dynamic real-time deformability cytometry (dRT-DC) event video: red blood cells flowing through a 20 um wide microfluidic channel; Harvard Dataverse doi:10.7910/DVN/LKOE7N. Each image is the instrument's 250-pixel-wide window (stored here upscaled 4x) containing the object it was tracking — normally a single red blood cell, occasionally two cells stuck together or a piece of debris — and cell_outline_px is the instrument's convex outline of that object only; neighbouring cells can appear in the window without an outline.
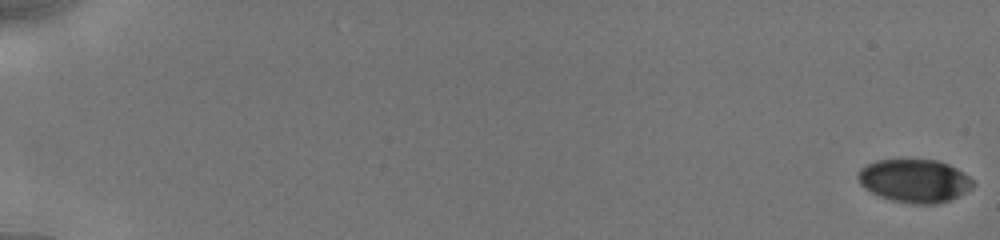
{"species": "human", "species_latin": "Homo sapiens", "temperature_condition": "cold", "stored_images_in_passage": 56, "camera_frame_rate_fps": 3000, "um_per_image_px": 0.085, "donor": {"sex": "male"}, "frame": {"image": 1, "passage_image": 1, "time_ms": 0.0, "image_size_px": [1000, 240], "cell_outline_px": [[976, 184], [972, 188], [948, 200], [936, 204], [912, 204], [892, 200], [880, 196], [864, 188], [860, 184], [856, 176], [856, 172], [860, 168], [876, 160], [936, 160], [948, 164], [956, 168], [968, 176]], "centroid_in_image_um": [77.7, 15.36], "position_along_channel_um": 7.3, "area_um2": 28.84}}
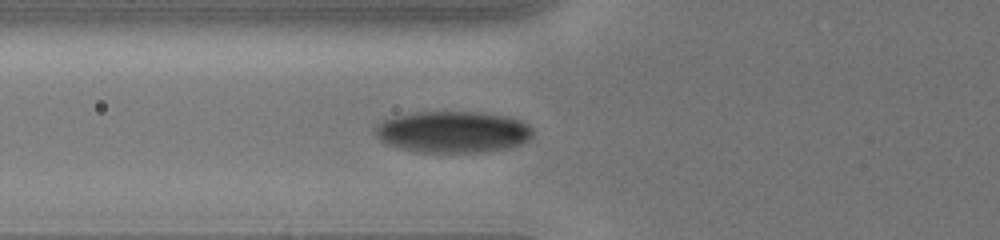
{"frame": {"image": 2, "passage_image": 49, "time_ms": 7.333, "image_size_px": [1000, 240], "cell_outline_px": [[532, 136], [508, 148], [488, 152], [416, 152], [384, 144], [376, 136], [372, 128], [376, 124], [392, 116], [416, 112], [484, 112], [508, 116], [520, 120], [528, 124], [532, 128]], "centroid_in_image_um": [38.43, 11.21], "position_along_channel_um": 87.4, "area_um2": 38.49}}
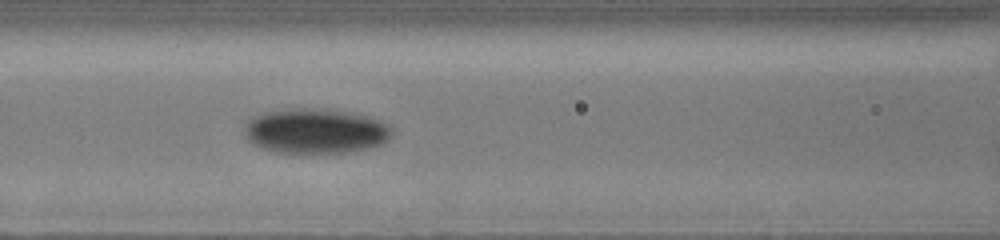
{"frame": {"image": 3, "passage_image": 55, "time_ms": 8.667, "image_size_px": [1000, 240], "cell_outline_px": [[392, 136], [388, 140], [380, 144], [368, 148], [344, 152], [276, 152], [260, 148], [252, 144], [244, 136], [244, 124], [252, 116], [264, 112], [292, 108], [324, 108], [372, 116], [392, 128]], "centroid_in_image_um": [26.78, 11.12], "position_along_channel_um": 139.8, "area_um2": 38.9}}